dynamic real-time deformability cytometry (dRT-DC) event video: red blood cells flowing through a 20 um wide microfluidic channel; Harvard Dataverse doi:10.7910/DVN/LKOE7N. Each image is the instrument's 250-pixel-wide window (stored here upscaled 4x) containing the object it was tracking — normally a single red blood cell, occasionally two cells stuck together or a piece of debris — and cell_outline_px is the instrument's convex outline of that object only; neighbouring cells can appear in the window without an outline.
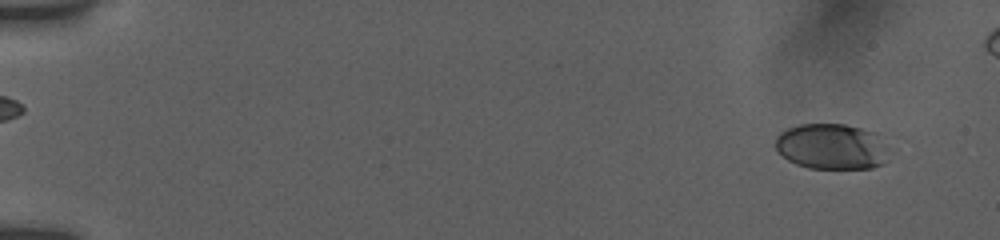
{"species": "human", "species_latin": "Homo sapiens", "temperature_condition": "room temperature", "stored_images_in_passage": 34, "camera_frame_rate_fps": 3000, "um_per_image_px": 0.085, "donor": {"sex": "female"}, "frame": {"image": 1, "passage_image": 1, "time_ms": 0.0, "image_size_px": [1000, 240], "cell_outline_px": [[888, 148], [884, 164], [872, 168], [808, 168], [796, 164], [788, 160], [776, 148], [776, 136], [780, 132], [788, 128], [800, 124], [844, 124], [876, 132]], "centroid_in_image_um": [70.7, 12.45], "position_along_channel_um": 14.3, "area_um2": 30.23}}
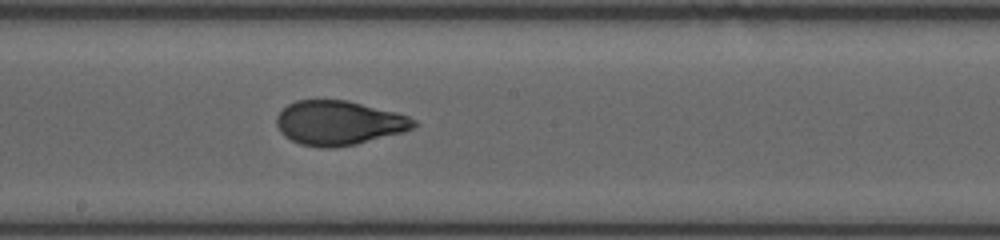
{"frame": {"image": 2, "passage_image": 13, "time_ms": 9.333, "image_size_px": [1000, 240], "cell_outline_px": [[420, 124], [404, 132], [356, 144], [336, 148], [320, 148], [300, 144], [284, 136], [280, 132], [276, 124], [276, 116], [288, 104], [296, 100], [348, 100], [396, 112], [408, 116], [416, 120]], "centroid_in_image_um": [28.81, 10.45], "position_along_channel_um": 219.4, "area_um2": 35.72}}
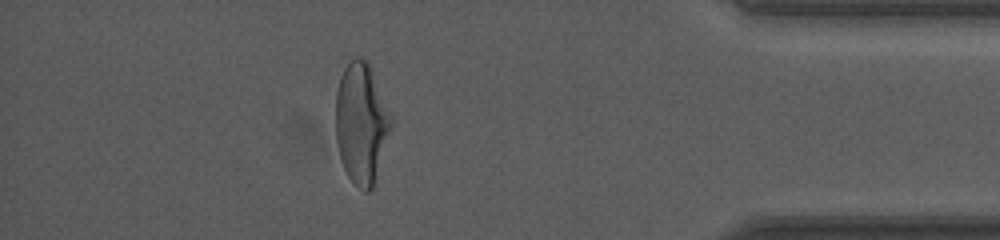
{"frame": {"image": 3, "passage_image": 28, "time_ms": 15.0, "image_size_px": [1000, 240], "cell_outline_px": [[392, 124], [372, 188], [368, 192], [364, 192], [348, 176], [340, 160], [336, 140], [336, 92], [340, 76], [344, 68], [356, 56], [360, 56], [368, 60], [392, 116]], "centroid_in_image_um": [30.7, 10.42], "position_along_channel_um": 404.5, "area_um2": 38.78}, "authors_computed_cell_mechanics": {"area_um2": 35.6626, "velocity_mm_per_s": 3.846, "shape_relaxation_time_tau1_ms": 3.2818, "shape_relaxation_time_tau2_ms": 0.501, "deformation_change_tau1": 0.1597, "deformation_change_tau2": 0.0411}}